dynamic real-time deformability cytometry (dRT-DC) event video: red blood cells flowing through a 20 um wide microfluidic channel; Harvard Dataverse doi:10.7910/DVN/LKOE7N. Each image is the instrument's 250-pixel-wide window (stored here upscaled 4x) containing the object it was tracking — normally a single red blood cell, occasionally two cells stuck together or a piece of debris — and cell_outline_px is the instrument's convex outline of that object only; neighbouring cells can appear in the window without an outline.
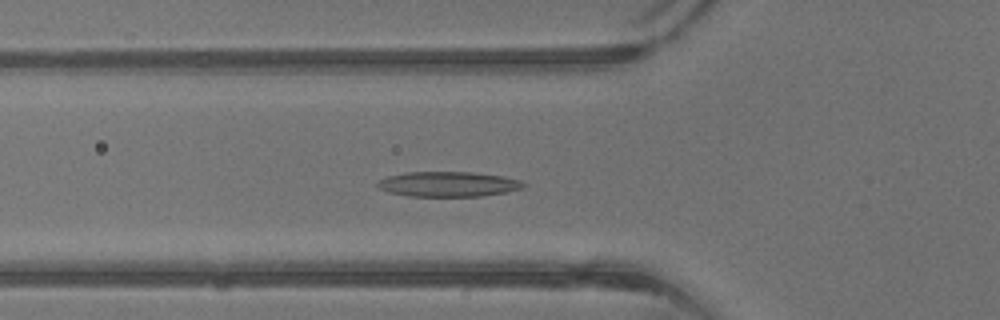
{"species": "common noctule bat (a hibernating species)", "species_latin": "Nyctalus noctula", "temperature_condition": "warm", "stored_images_in_passage": 40, "camera_frame_rate_fps": 3000, "um_per_image_px": 0.085, "animal": {"sex": "male", "body_mass_g": 13.3}, "frame": {"image": 1, "passage_image": 13, "time_ms": 4.0, "image_size_px": [1000, 320], "cell_outline_px": [[528, 184], [524, 188], [508, 192], [480, 196], [408, 196], [388, 192], [380, 188], [376, 184], [380, 180], [388, 176], [404, 172], [472, 172], [500, 176], [520, 180]], "centroid_in_image_um": [38.13, 15.65], "position_along_channel_um": 87.7, "area_um2": 21.33}}
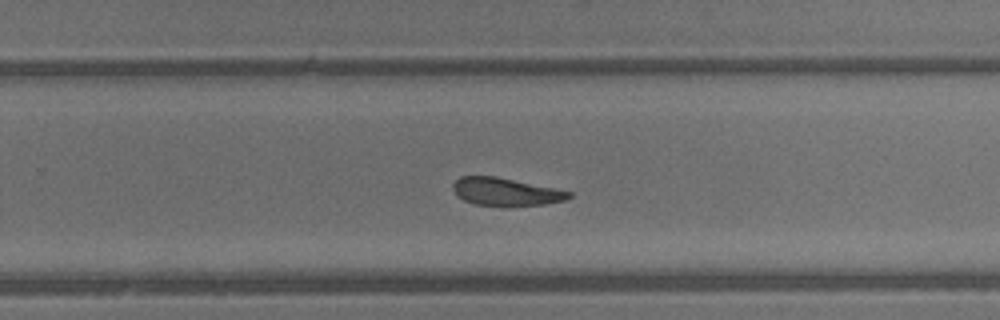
{"frame": {"image": 2, "passage_image": 25, "time_ms": 8.0, "image_size_px": [1000, 320], "cell_outline_px": [[572, 196], [564, 200], [544, 204], [504, 208], [500, 208], [472, 204], [456, 196], [452, 188], [452, 184], [460, 176], [496, 176], [572, 192]], "centroid_in_image_um": [42.93, 16.34], "position_along_channel_um": 286.9, "area_um2": 19.31}}
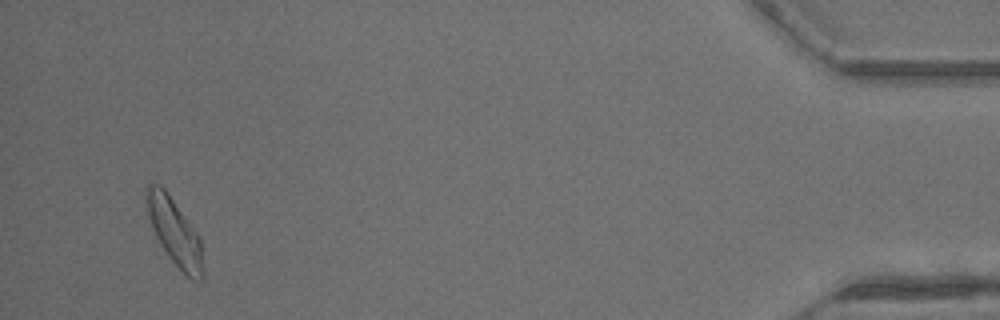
{"frame": {"image": 3, "passage_image": 38, "time_ms": 12.333, "image_size_px": [1000, 320], "cell_outline_px": [[204, 280], [192, 280], [168, 256], [160, 244], [156, 236], [148, 216], [144, 200], [144, 184], [160, 184], [168, 192], [200, 236], [204, 268]], "centroid_in_image_um": [14.83, 19.66], "position_along_channel_um": 420.4, "area_um2": 22.31}, "authors_computed_cell_mechanics": {"area_um2": 20.7791, "velocity_mm_per_s": 4.9658, "shape_relaxation_time_tau1_ms": 3.1175, "shape_relaxation_time_tau2_ms": 2.858, "deformation_change_tau1": 0.1255, "deformation_change_tau2": 0.1111}}